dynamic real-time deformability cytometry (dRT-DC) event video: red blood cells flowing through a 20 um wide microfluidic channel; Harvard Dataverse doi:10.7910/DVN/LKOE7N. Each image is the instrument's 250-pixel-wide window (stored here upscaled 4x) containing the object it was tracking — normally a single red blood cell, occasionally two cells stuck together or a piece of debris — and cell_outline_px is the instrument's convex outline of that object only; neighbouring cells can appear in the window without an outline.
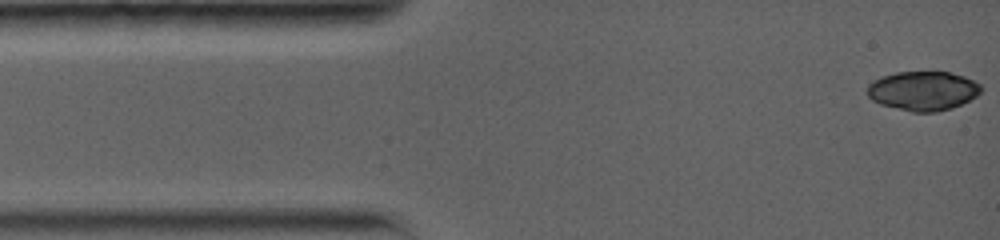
{"species": "common noctule bat (a hibernating species)", "species_latin": "Nyctalus noctula", "temperature_condition": "warm", "stored_images_in_passage": 11, "camera_frame_rate_fps": 5000, "um_per_image_px": 0.085, "animal": {"sex": "female", "body_mass_g": 19.0, "forearm_length_mm": 56.7}, "frame": {"image": 1, "passage_image": 1, "time_ms": 0.0, "image_size_px": [1000, 240], "cell_outline_px": [[980, 92], [976, 96], [960, 104], [936, 112], [912, 112], [880, 104], [872, 100], [868, 96], [868, 84], [872, 80], [880, 76], [896, 72], [948, 72], [964, 76], [980, 84]], "centroid_in_image_um": [78.4, 7.71], "position_along_channel_um": 6.6, "area_um2": 25.84}}